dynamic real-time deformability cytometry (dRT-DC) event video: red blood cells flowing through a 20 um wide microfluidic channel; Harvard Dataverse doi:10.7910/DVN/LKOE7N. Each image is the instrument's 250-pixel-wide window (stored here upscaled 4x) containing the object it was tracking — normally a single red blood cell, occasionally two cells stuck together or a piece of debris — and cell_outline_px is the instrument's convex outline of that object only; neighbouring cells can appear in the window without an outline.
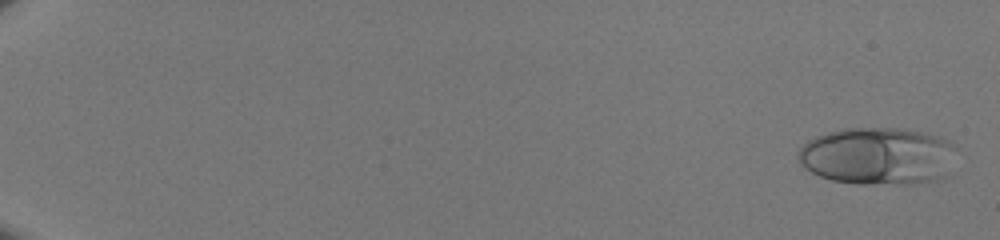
{"species": "human", "species_latin": "Homo sapiens", "temperature_condition": "room temperature", "stored_images_in_passage": 51, "camera_frame_rate_fps": 3000, "um_per_image_px": 0.085, "donor": {"sex": "male"}, "frame": {"image": 1, "passage_image": 2, "time_ms": 0.333, "image_size_px": [1000, 240], "cell_outline_px": [[956, 148], [944, 180], [912, 184], [860, 184], [832, 180], [820, 176], [804, 168], [800, 164], [800, 148], [808, 140], [816, 136], [828, 132], [844, 128], [896, 128], [924, 132], [944, 136], [956, 144]], "centroid_in_image_um": [74.67, 13.26], "position_along_channel_um": 10.3, "area_um2": 53.52}}
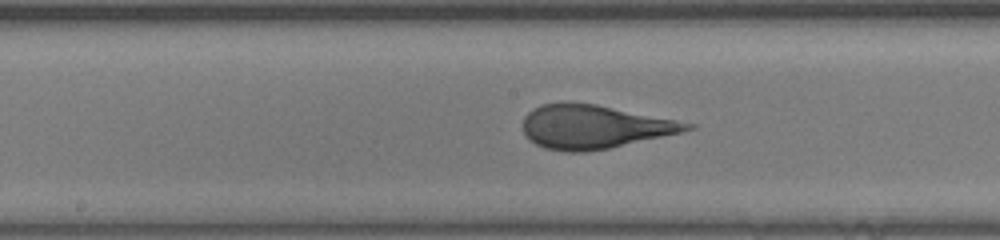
{"frame": {"image": 2, "passage_image": 30, "time_ms": 9.667, "image_size_px": [1000, 240], "cell_outline_px": [[696, 128], [684, 132], [608, 148], [584, 152], [564, 152], [544, 148], [528, 140], [524, 136], [524, 116], [532, 108], [540, 104], [564, 100], [596, 104], [696, 124]], "centroid_in_image_um": [50.46, 10.76], "position_along_channel_um": 197.7, "area_um2": 42.19}}
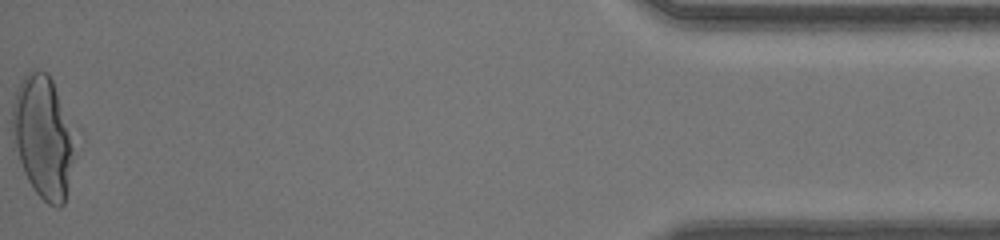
{"frame": {"image": 3, "passage_image": 51, "time_ms": 16.667, "image_size_px": [1000, 240], "cell_outline_px": [[84, 136], [64, 204], [60, 208], [56, 208], [48, 204], [32, 188], [12, 148], [12, 104], [20, 80], [32, 68], [36, 68], [48, 72], [80, 128]], "centroid_in_image_um": [3.83, 11.61], "position_along_channel_um": 431.4, "area_um2": 48.67}}